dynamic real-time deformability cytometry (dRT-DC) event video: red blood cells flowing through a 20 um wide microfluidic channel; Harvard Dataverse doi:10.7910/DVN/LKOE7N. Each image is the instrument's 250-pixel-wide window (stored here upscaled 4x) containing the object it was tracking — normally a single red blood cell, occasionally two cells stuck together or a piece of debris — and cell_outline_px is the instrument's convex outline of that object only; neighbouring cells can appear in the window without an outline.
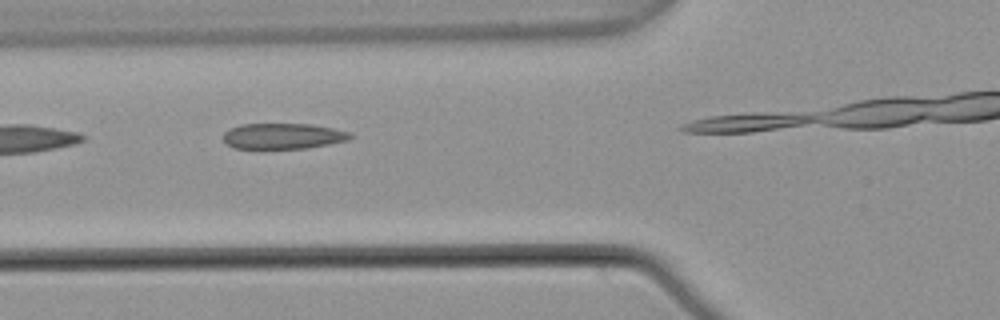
{"species": "common noctule bat (a hibernating species)", "species_latin": "Nyctalus noctula", "temperature_condition": "warm", "stored_images_in_passage": 8, "camera_frame_rate_fps": 3000, "um_per_image_px": 0.085, "animal": {"sex": "male", "body_mass_g": 21.5, "forearm_length_mm": 52.0}, "frame": {"image": 1, "passage_image": 4, "time_ms": 1.0, "image_size_px": [1000, 320], "cell_outline_px": [[356, 136], [348, 140], [308, 148], [232, 148], [224, 144], [224, 132], [228, 128], [240, 124], [312, 124], [352, 132]], "centroid_in_image_um": [24.06, 11.56], "position_along_channel_um": 101.7, "area_um2": 19.25}}